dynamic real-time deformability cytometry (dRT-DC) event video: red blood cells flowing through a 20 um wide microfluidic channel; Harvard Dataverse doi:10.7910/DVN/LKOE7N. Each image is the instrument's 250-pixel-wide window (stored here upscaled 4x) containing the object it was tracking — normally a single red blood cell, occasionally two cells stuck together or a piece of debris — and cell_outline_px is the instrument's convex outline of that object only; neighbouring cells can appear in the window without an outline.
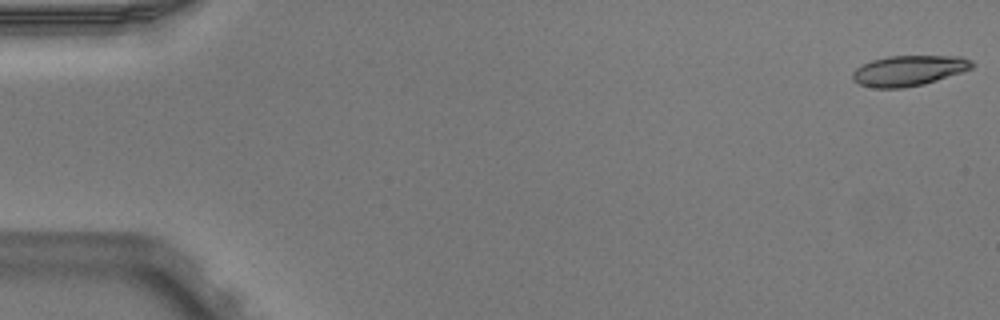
{"species": "Egyptian fruit bat (a non-hibernating species)", "species_latin": "Rousettus aegyptiacus", "temperature_condition": "warm", "stored_images_in_passage": 4, "camera_frame_rate_fps": 3000, "um_per_image_px": 0.085, "animal": {"sex": "male"}, "frame": {"image": 1, "passage_image": 1, "time_ms": 0.0, "image_size_px": [1000, 320], "cell_outline_px": [[976, 64], [972, 68], [924, 84], [904, 88], [876, 88], [860, 84], [852, 80], [852, 72], [856, 68], [872, 60], [888, 56], [960, 56], [972, 60]], "centroid_in_image_um": [77.24, 6.0], "position_along_channel_um": 7.8, "area_um2": 21.1}}
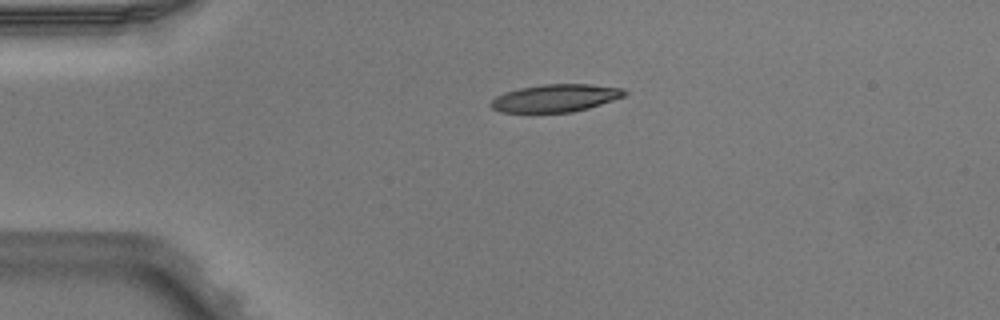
{"frame": {"image": 2, "passage_image": 4, "time_ms": 1.0, "image_size_px": [1000, 320], "cell_outline_px": [[628, 92], [624, 96], [588, 108], [572, 112], [500, 112], [492, 108], [488, 104], [496, 96], [504, 92], [520, 88], [544, 84], [588, 84], [624, 88]], "centroid_in_image_um": [47.2, 8.33], "position_along_channel_um": 37.8, "area_um2": 21.44}}